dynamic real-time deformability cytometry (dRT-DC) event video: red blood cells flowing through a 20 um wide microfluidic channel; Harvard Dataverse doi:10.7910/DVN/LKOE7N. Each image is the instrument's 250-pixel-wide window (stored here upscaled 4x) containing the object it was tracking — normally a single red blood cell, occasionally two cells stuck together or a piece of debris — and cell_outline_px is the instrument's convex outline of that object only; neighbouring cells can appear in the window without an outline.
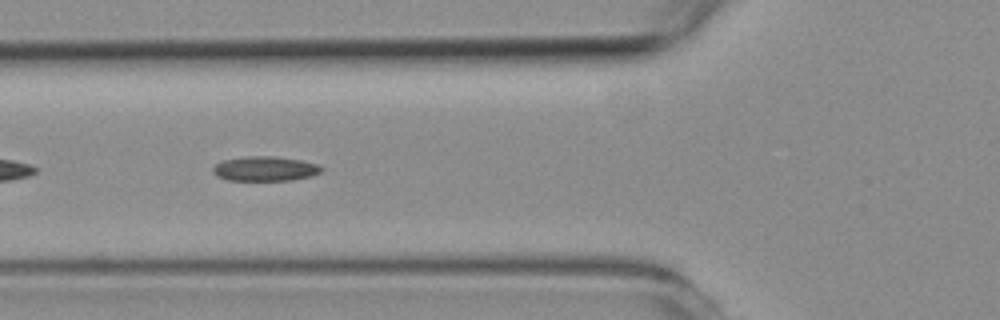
{"species": "common noctule bat (a hibernating species)", "species_latin": "Nyctalus noctula", "temperature_condition": "room temperature", "stored_images_in_passage": 40, "camera_frame_rate_fps": 3000, "um_per_image_px": 0.085, "animal": {"sex": "female", "body_mass_g": 19.3, "forearm_length_mm": 54.1}, "frame": {"image": 1, "passage_image": 5, "time_ms": 1.333, "image_size_px": [1000, 320], "cell_outline_px": [[324, 168], [320, 172], [312, 176], [292, 180], [228, 180], [216, 176], [212, 172], [212, 168], [216, 164], [224, 160], [244, 156], [276, 156], [300, 160], [320, 164]], "centroid_in_image_um": [22.54, 14.33], "position_along_channel_um": 103.3, "area_um2": 15.72}}
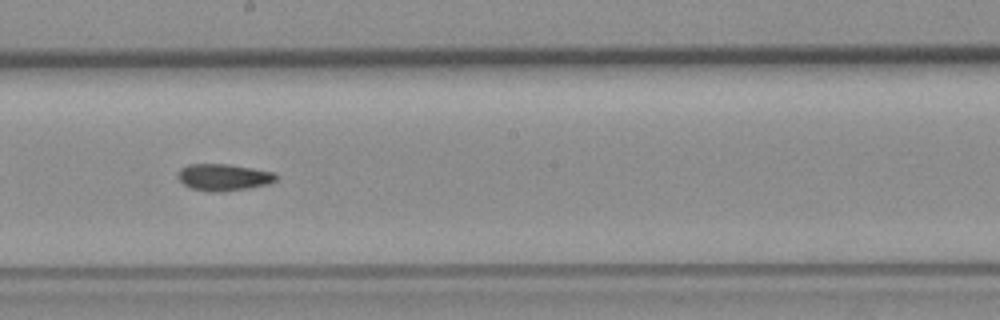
{"frame": {"image": 2, "passage_image": 15, "time_ms": 4.667, "image_size_px": [1000, 320], "cell_outline_px": [[280, 176], [272, 184], [248, 188], [220, 192], [212, 192], [192, 188], [184, 184], [176, 176], [180, 168], [188, 164], [228, 164], [276, 172]], "centroid_in_image_um": [19.06, 15.06], "position_along_channel_um": 229.1, "area_um2": 15.55}}
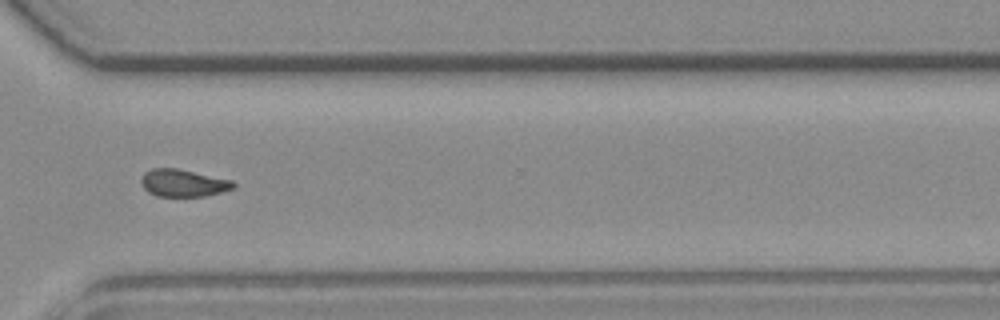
{"frame": {"image": 3, "passage_image": 25, "time_ms": 8.0, "image_size_px": [1000, 320], "cell_outline_px": [[236, 188], [204, 196], [156, 196], [148, 192], [144, 188], [140, 180], [144, 172], [152, 168], [176, 168], [232, 180], [236, 184]], "centroid_in_image_um": [15.57, 15.55], "position_along_channel_um": 355.0, "area_um2": 14.68}, "authors_computed_cell_mechanics": {"area_um2": 15.0569, "velocity_mm_per_s": 3.7789, "shape_relaxation_time_tau1_ms": null, "shape_relaxation_time_tau2_ms": 5.9154, "deformation_change_tau1": null, "deformation_change_tau2": 0.1187}}